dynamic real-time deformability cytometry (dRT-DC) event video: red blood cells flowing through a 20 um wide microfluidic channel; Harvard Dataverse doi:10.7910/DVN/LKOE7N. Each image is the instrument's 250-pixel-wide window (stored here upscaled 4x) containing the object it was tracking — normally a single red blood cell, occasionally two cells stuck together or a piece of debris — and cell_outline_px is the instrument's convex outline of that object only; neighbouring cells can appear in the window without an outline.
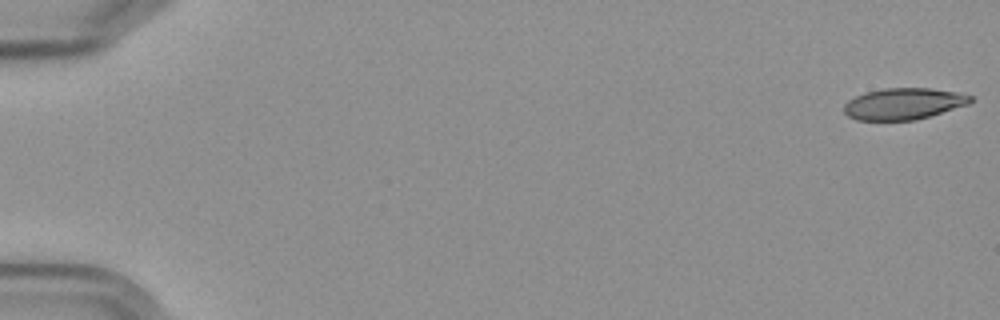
{"species": "Egyptian fruit bat (a non-hibernating species)", "species_latin": "Rousettus aegyptiacus", "temperature_condition": "cold", "stored_images_in_passage": 6, "camera_frame_rate_fps": 3000, "um_per_image_px": 0.085, "frame": {"image": 1, "passage_image": 1, "time_ms": 0.0, "image_size_px": [1000, 320], "cell_outline_px": [[972, 100], [968, 104], [916, 120], [856, 120], [848, 116], [844, 112], [844, 104], [848, 100], [864, 92], [884, 88], [932, 88], [956, 92], [972, 96]], "centroid_in_image_um": [76.77, 8.81], "position_along_channel_um": 8.2, "area_um2": 23.12}}
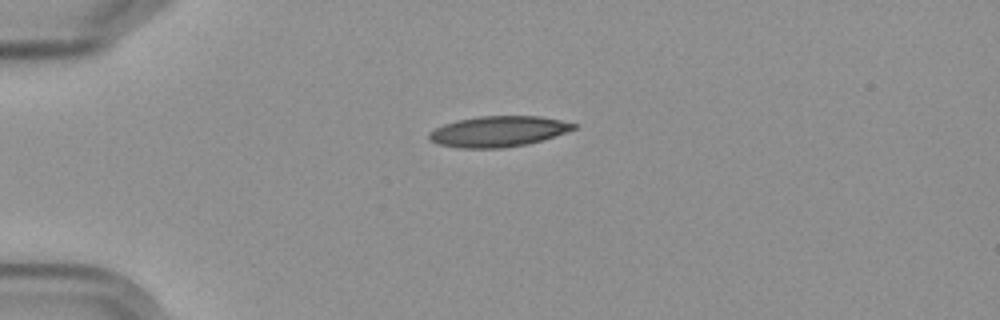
{"frame": {"image": 2, "passage_image": 5, "time_ms": 4.667, "image_size_px": [1000, 320], "cell_outline_px": [[576, 128], [528, 144], [504, 148], [456, 148], [436, 144], [428, 140], [428, 132], [444, 124], [456, 120], [480, 116], [540, 116], [560, 120], [576, 124]], "centroid_in_image_um": [42.27, 11.18], "position_along_channel_um": 42.7, "area_um2": 25.84}}